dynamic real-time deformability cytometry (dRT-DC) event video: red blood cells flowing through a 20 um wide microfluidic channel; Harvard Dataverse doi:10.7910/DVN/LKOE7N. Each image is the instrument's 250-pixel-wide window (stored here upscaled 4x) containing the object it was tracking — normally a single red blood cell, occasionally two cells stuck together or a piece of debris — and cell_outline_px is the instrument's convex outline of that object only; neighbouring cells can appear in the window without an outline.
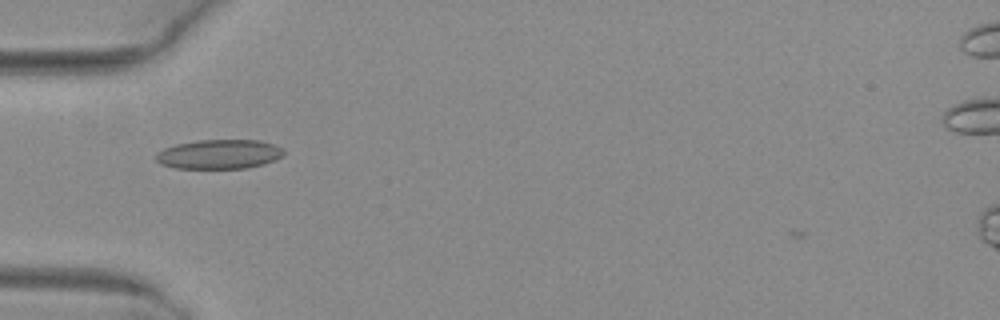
{"species": "common noctule bat (a hibernating species)", "species_latin": "Nyctalus noctula", "temperature_condition": "warm", "stored_images_in_passage": 4, "camera_frame_rate_fps": 3000, "um_per_image_px": 0.085, "animal": {"sex": "female", "body_mass_g": 29.2, "forearm_length_mm": 56.3}, "frame": {"image": 1, "passage_image": 3, "time_ms": 0.667, "image_size_px": [1000, 320], "cell_outline_px": [[284, 156], [276, 160], [264, 164], [248, 168], [176, 168], [160, 164], [156, 160], [156, 152], [164, 148], [176, 144], [196, 140], [260, 140], [284, 148]], "centroid_in_image_um": [18.65, 13.1], "position_along_channel_um": 66.4, "area_um2": 22.08}}
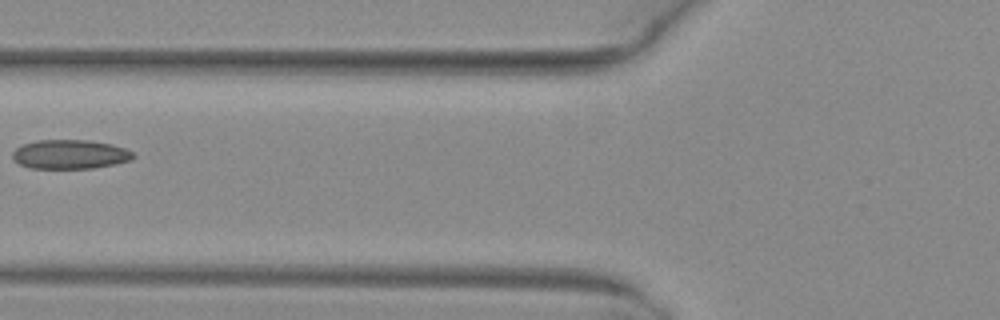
{"frame": {"image": 2, "passage_image": 4, "time_ms": 1.0, "image_size_px": [1000, 320], "cell_outline_px": [[136, 156], [132, 160], [116, 164], [92, 168], [32, 168], [20, 164], [12, 156], [12, 152], [16, 148], [24, 144], [36, 140], [88, 140], [112, 144], [124, 148], [132, 152]], "centroid_in_image_um": [5.98, 13.11], "position_along_channel_um": 119.8, "area_um2": 20.46}}